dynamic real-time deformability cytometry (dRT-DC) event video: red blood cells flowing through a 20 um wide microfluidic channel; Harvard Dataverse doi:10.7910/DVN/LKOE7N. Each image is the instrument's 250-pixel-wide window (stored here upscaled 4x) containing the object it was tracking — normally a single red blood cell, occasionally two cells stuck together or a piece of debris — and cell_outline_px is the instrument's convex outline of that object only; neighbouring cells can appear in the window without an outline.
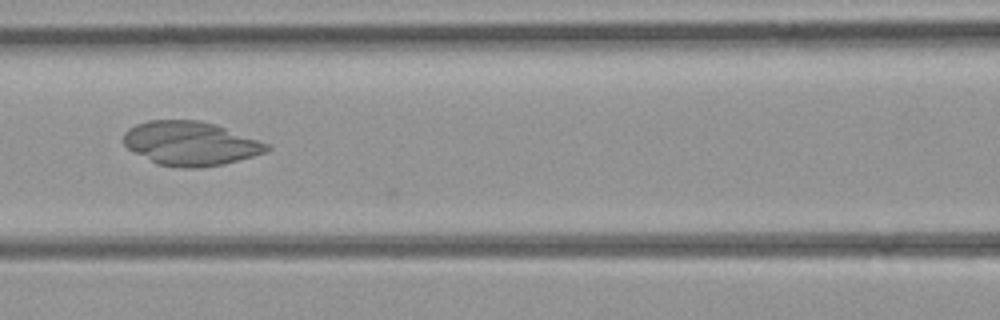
{"species": "common noctule bat (a hibernating species)", "species_latin": "Nyctalus noctula", "temperature_condition": "room temperature", "stored_images_in_passage": 17, "camera_frame_rate_fps": 3000, "um_per_image_px": 0.085, "animal": {"sex": "female", "body_mass_g": 21.9}, "frame": {"image": 1, "passage_image": 16, "time_ms": 5.0, "image_size_px": [1000, 320], "cell_outline_px": [[272, 148], [264, 152], [252, 156], [224, 164], [200, 168], [184, 168], [156, 164], [128, 148], [124, 144], [124, 132], [128, 128], [136, 124], [148, 120], [200, 120], [216, 124], [272, 144]], "centroid_in_image_um": [16.22, 12.19], "position_along_channel_um": 150.4, "area_um2": 36.93}}